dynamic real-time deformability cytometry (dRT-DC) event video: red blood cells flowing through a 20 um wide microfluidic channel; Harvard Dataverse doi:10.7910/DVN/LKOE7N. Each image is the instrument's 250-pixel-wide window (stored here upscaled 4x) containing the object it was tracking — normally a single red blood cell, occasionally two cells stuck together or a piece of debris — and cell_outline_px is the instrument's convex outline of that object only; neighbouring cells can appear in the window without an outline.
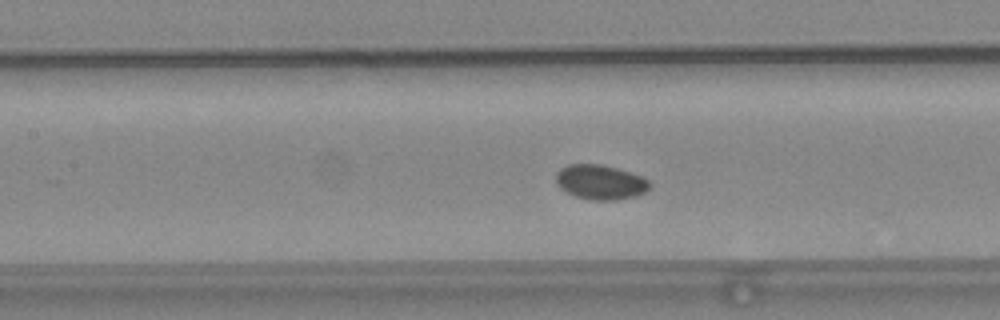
{"species": "common noctule bat (a hibernating species)", "species_latin": "Nyctalus noctula", "temperature_condition": "warm", "stored_images_in_passage": 56, "camera_frame_rate_fps": 3000, "um_per_image_px": 0.085, "animal": {"sex": "female", "body_mass_g": 24.6, "forearm_length_mm": 56.2}, "frame": {"image": 1, "passage_image": 25, "time_ms": 8.0, "image_size_px": [1000, 320], "cell_outline_px": [[652, 184], [644, 192], [632, 196], [616, 200], [592, 200], [576, 196], [560, 188], [556, 184], [556, 172], [560, 168], [568, 164], [600, 164], [616, 168], [644, 176]], "centroid_in_image_um": [51.02, 15.46], "position_along_channel_um": 156.4, "area_um2": 18.9}}
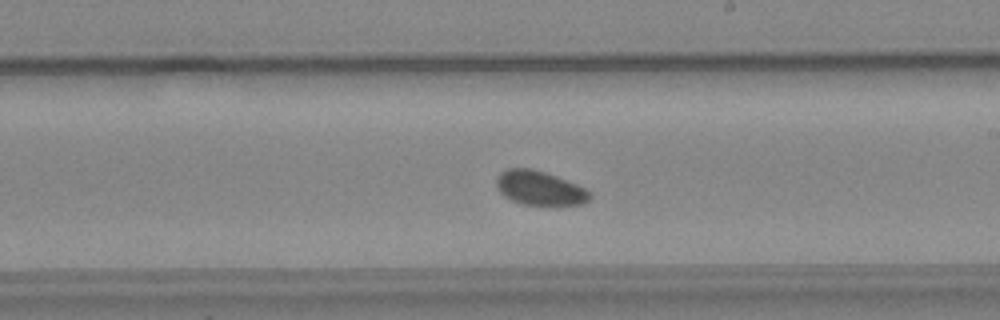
{"frame": {"image": 2, "passage_image": 32, "time_ms": 10.333, "image_size_px": [1000, 320], "cell_outline_px": [[592, 196], [584, 204], [556, 208], [520, 204], [504, 196], [500, 192], [496, 184], [496, 180], [500, 172], [508, 168], [532, 168], [556, 176], [576, 184], [584, 188]], "centroid_in_image_um": [45.89, 16.04], "position_along_channel_um": 243.1, "area_um2": 19.25}}
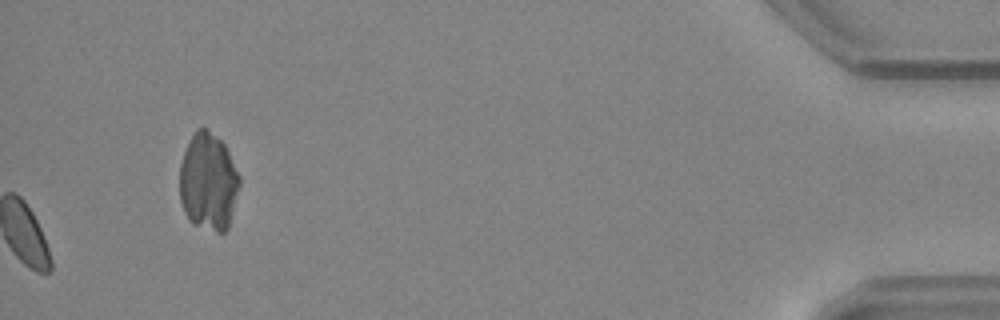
{"frame": {"image": 3, "passage_image": 56, "time_ms": 18.333, "image_size_px": [1000, 320], "cell_outline_px": [[240, 184], [228, 228], [224, 232], [216, 232], [192, 224], [188, 220], [184, 212], [180, 200], [180, 164], [184, 152], [196, 128], [204, 128], [216, 136], [224, 144], [240, 176]], "centroid_in_image_um": [17.7, 15.48], "position_along_channel_um": 417.5, "area_um2": 33.93}}